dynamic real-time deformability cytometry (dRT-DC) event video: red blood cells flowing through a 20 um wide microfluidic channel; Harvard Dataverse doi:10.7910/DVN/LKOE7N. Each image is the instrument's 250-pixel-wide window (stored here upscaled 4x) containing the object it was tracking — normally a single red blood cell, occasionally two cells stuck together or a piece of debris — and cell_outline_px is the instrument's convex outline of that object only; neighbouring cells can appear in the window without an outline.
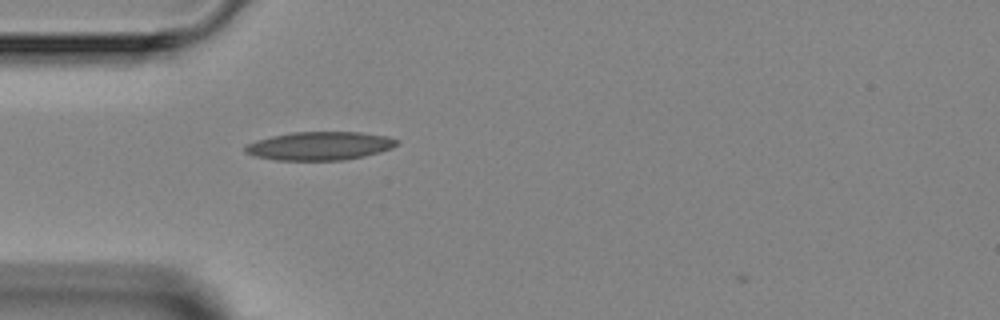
{"species": "Egyptian fruit bat (a non-hibernating species)", "species_latin": "Rousettus aegyptiacus", "temperature_condition": "room temperature", "stored_images_in_passage": 1, "camera_frame_rate_fps": 3000, "um_per_image_px": 0.085, "animal": {"sex": "female"}, "frame": {"image": 1, "passage_image": 1, "time_ms": 0.0, "image_size_px": [1000, 320], "cell_outline_px": [[400, 140], [392, 148], [380, 152], [364, 156], [344, 160], [276, 160], [256, 156], [244, 152], [244, 148], [248, 144], [256, 140], [272, 136], [292, 132], [360, 132], [384, 136]], "centroid_in_image_um": [27.17, 12.4], "position_along_channel_um": 57.8, "area_um2": 24.97}}